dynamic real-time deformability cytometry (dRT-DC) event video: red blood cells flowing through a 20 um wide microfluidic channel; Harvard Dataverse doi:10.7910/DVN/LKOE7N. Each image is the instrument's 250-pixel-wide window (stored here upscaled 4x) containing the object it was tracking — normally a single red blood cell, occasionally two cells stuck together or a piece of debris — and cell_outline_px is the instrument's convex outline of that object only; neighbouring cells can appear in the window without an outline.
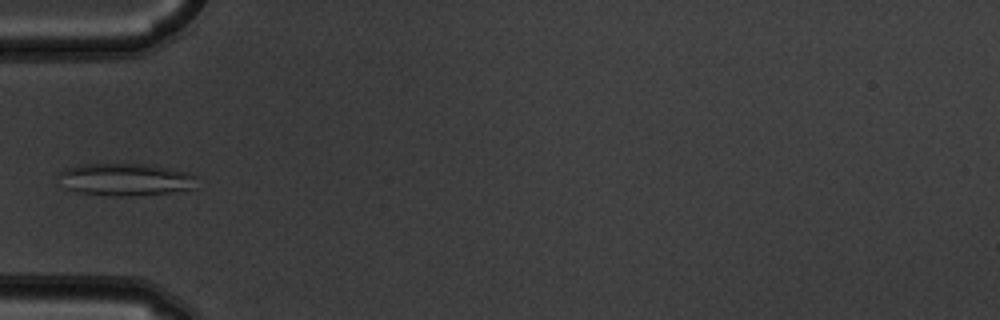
{"species": "common noctule bat (a hibernating species)", "species_latin": "Nyctalus noctula", "temperature_condition": "warm", "stored_images_in_passage": 5, "camera_frame_rate_fps": 3000, "um_per_image_px": 0.085, "animal": {"sex": "male", "body_mass_g": 19.5, "forearm_length_mm": 54.6}, "frame": {"image": 1, "passage_image": 4, "time_ms": 1.0, "image_size_px": [1000, 320], "cell_outline_px": [[196, 188], [172, 192], [132, 196], [116, 196], [76, 192], [68, 188], [56, 176], [56, 172], [64, 168], [84, 164], [148, 164], [172, 168], [188, 172], [196, 176]], "centroid_in_image_um": [10.67, 15.25], "position_along_channel_um": 74.3, "area_um2": 26.36}}
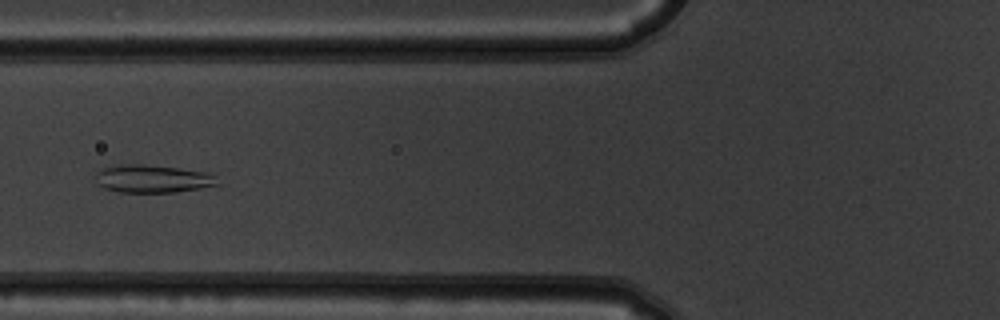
{"frame": {"image": 2, "passage_image": 5, "time_ms": 1.333, "image_size_px": [1000, 320], "cell_outline_px": [[220, 184], [200, 188], [176, 192], [120, 192], [104, 188], [100, 184], [96, 176], [96, 172], [104, 168], [120, 164], [144, 164], [180, 168], [208, 172], [216, 176]], "centroid_in_image_um": [13.02, 15.19], "position_along_channel_um": 112.8, "area_um2": 19.77}}